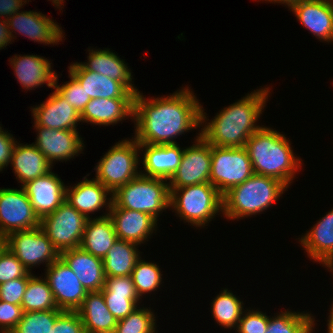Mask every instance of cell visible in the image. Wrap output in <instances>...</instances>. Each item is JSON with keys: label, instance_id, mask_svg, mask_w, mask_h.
Listing matches in <instances>:
<instances>
[{"label": "cell", "instance_id": "obj_1", "mask_svg": "<svg viewBox=\"0 0 333 333\" xmlns=\"http://www.w3.org/2000/svg\"><path fill=\"white\" fill-rule=\"evenodd\" d=\"M180 88L159 97L146 98L141 91L134 95L131 136L139 144H177L179 136L200 132L201 102L188 84Z\"/></svg>", "mask_w": 333, "mask_h": 333}, {"label": "cell", "instance_id": "obj_2", "mask_svg": "<svg viewBox=\"0 0 333 333\" xmlns=\"http://www.w3.org/2000/svg\"><path fill=\"white\" fill-rule=\"evenodd\" d=\"M260 87L222 107L211 119L201 104L200 135L213 146L245 147L250 136L263 126L259 121L273 92L270 85Z\"/></svg>", "mask_w": 333, "mask_h": 333}, {"label": "cell", "instance_id": "obj_3", "mask_svg": "<svg viewBox=\"0 0 333 333\" xmlns=\"http://www.w3.org/2000/svg\"><path fill=\"white\" fill-rule=\"evenodd\" d=\"M264 125L245 144L253 172L276 178L289 188L304 170V160L294 153L292 141L284 132Z\"/></svg>", "mask_w": 333, "mask_h": 333}, {"label": "cell", "instance_id": "obj_4", "mask_svg": "<svg viewBox=\"0 0 333 333\" xmlns=\"http://www.w3.org/2000/svg\"><path fill=\"white\" fill-rule=\"evenodd\" d=\"M288 187L276 178L253 174L223 195V217L239 221L264 214L272 208Z\"/></svg>", "mask_w": 333, "mask_h": 333}, {"label": "cell", "instance_id": "obj_5", "mask_svg": "<svg viewBox=\"0 0 333 333\" xmlns=\"http://www.w3.org/2000/svg\"><path fill=\"white\" fill-rule=\"evenodd\" d=\"M169 191V210L191 228L206 229L218 215L223 216V195L210 182Z\"/></svg>", "mask_w": 333, "mask_h": 333}, {"label": "cell", "instance_id": "obj_6", "mask_svg": "<svg viewBox=\"0 0 333 333\" xmlns=\"http://www.w3.org/2000/svg\"><path fill=\"white\" fill-rule=\"evenodd\" d=\"M113 202L119 207L151 215L157 222L169 210L170 191L168 180L139 174L112 193Z\"/></svg>", "mask_w": 333, "mask_h": 333}, {"label": "cell", "instance_id": "obj_7", "mask_svg": "<svg viewBox=\"0 0 333 333\" xmlns=\"http://www.w3.org/2000/svg\"><path fill=\"white\" fill-rule=\"evenodd\" d=\"M94 167L95 178L111 193L140 174L139 143L123 138L105 152Z\"/></svg>", "mask_w": 333, "mask_h": 333}, {"label": "cell", "instance_id": "obj_8", "mask_svg": "<svg viewBox=\"0 0 333 333\" xmlns=\"http://www.w3.org/2000/svg\"><path fill=\"white\" fill-rule=\"evenodd\" d=\"M254 174L245 147L211 145L210 183L222 194Z\"/></svg>", "mask_w": 333, "mask_h": 333}, {"label": "cell", "instance_id": "obj_9", "mask_svg": "<svg viewBox=\"0 0 333 333\" xmlns=\"http://www.w3.org/2000/svg\"><path fill=\"white\" fill-rule=\"evenodd\" d=\"M5 239L6 248L11 251L28 272L41 264L49 267L60 257L59 251L48 239L41 227L10 233Z\"/></svg>", "mask_w": 333, "mask_h": 333}, {"label": "cell", "instance_id": "obj_10", "mask_svg": "<svg viewBox=\"0 0 333 333\" xmlns=\"http://www.w3.org/2000/svg\"><path fill=\"white\" fill-rule=\"evenodd\" d=\"M87 218L64 201L54 212L40 220L46 233L59 253L80 247Z\"/></svg>", "mask_w": 333, "mask_h": 333}, {"label": "cell", "instance_id": "obj_11", "mask_svg": "<svg viewBox=\"0 0 333 333\" xmlns=\"http://www.w3.org/2000/svg\"><path fill=\"white\" fill-rule=\"evenodd\" d=\"M40 227V218L33 210L24 188H0V237L16 231Z\"/></svg>", "mask_w": 333, "mask_h": 333}, {"label": "cell", "instance_id": "obj_12", "mask_svg": "<svg viewBox=\"0 0 333 333\" xmlns=\"http://www.w3.org/2000/svg\"><path fill=\"white\" fill-rule=\"evenodd\" d=\"M190 146L184 147L180 165L168 180L169 188L210 182L211 144L197 132Z\"/></svg>", "mask_w": 333, "mask_h": 333}, {"label": "cell", "instance_id": "obj_13", "mask_svg": "<svg viewBox=\"0 0 333 333\" xmlns=\"http://www.w3.org/2000/svg\"><path fill=\"white\" fill-rule=\"evenodd\" d=\"M7 22L13 41L18 37L16 34L46 46L59 45L65 40V30L62 26L52 17L37 10H21L12 15Z\"/></svg>", "mask_w": 333, "mask_h": 333}, {"label": "cell", "instance_id": "obj_14", "mask_svg": "<svg viewBox=\"0 0 333 333\" xmlns=\"http://www.w3.org/2000/svg\"><path fill=\"white\" fill-rule=\"evenodd\" d=\"M36 133V140L32 142L54 167L55 162H64L75 159L84 154V137L79 130H56L32 125Z\"/></svg>", "mask_w": 333, "mask_h": 333}, {"label": "cell", "instance_id": "obj_15", "mask_svg": "<svg viewBox=\"0 0 333 333\" xmlns=\"http://www.w3.org/2000/svg\"><path fill=\"white\" fill-rule=\"evenodd\" d=\"M44 271L42 273L43 277L47 280L53 292L58 309L76 311L88 292L74 272L61 257L56 259Z\"/></svg>", "mask_w": 333, "mask_h": 333}, {"label": "cell", "instance_id": "obj_16", "mask_svg": "<svg viewBox=\"0 0 333 333\" xmlns=\"http://www.w3.org/2000/svg\"><path fill=\"white\" fill-rule=\"evenodd\" d=\"M89 175V173L86 174L81 181H77L72 186H66L65 201L87 219L108 216L113 201L112 193L95 177L88 179ZM101 210H105L103 214L95 216V213Z\"/></svg>", "mask_w": 333, "mask_h": 333}, {"label": "cell", "instance_id": "obj_17", "mask_svg": "<svg viewBox=\"0 0 333 333\" xmlns=\"http://www.w3.org/2000/svg\"><path fill=\"white\" fill-rule=\"evenodd\" d=\"M305 232L298 235L297 243L311 262L322 265L333 277V207Z\"/></svg>", "mask_w": 333, "mask_h": 333}, {"label": "cell", "instance_id": "obj_18", "mask_svg": "<svg viewBox=\"0 0 333 333\" xmlns=\"http://www.w3.org/2000/svg\"><path fill=\"white\" fill-rule=\"evenodd\" d=\"M288 10L309 33L326 44H333L332 0H301Z\"/></svg>", "mask_w": 333, "mask_h": 333}, {"label": "cell", "instance_id": "obj_19", "mask_svg": "<svg viewBox=\"0 0 333 333\" xmlns=\"http://www.w3.org/2000/svg\"><path fill=\"white\" fill-rule=\"evenodd\" d=\"M45 101L30 107L36 126L56 130H79L81 116L54 88Z\"/></svg>", "mask_w": 333, "mask_h": 333}, {"label": "cell", "instance_id": "obj_20", "mask_svg": "<svg viewBox=\"0 0 333 333\" xmlns=\"http://www.w3.org/2000/svg\"><path fill=\"white\" fill-rule=\"evenodd\" d=\"M118 239L144 246L159 229L158 222L149 214L119 208L113 201L109 215ZM144 244V245H142Z\"/></svg>", "mask_w": 333, "mask_h": 333}, {"label": "cell", "instance_id": "obj_21", "mask_svg": "<svg viewBox=\"0 0 333 333\" xmlns=\"http://www.w3.org/2000/svg\"><path fill=\"white\" fill-rule=\"evenodd\" d=\"M10 57L8 62L13 69V75L26 93L44 85L54 88L57 72L53 70V60L37 54H14Z\"/></svg>", "mask_w": 333, "mask_h": 333}, {"label": "cell", "instance_id": "obj_22", "mask_svg": "<svg viewBox=\"0 0 333 333\" xmlns=\"http://www.w3.org/2000/svg\"><path fill=\"white\" fill-rule=\"evenodd\" d=\"M66 184L54 171L27 182L24 188L40 220L54 212L66 200Z\"/></svg>", "mask_w": 333, "mask_h": 333}, {"label": "cell", "instance_id": "obj_23", "mask_svg": "<svg viewBox=\"0 0 333 333\" xmlns=\"http://www.w3.org/2000/svg\"><path fill=\"white\" fill-rule=\"evenodd\" d=\"M140 174L169 180L180 165L184 147L180 144H139ZM143 167V168H142Z\"/></svg>", "mask_w": 333, "mask_h": 333}, {"label": "cell", "instance_id": "obj_24", "mask_svg": "<svg viewBox=\"0 0 333 333\" xmlns=\"http://www.w3.org/2000/svg\"><path fill=\"white\" fill-rule=\"evenodd\" d=\"M134 99H91L85 106L81 116V124L96 126H115L131 119L133 123Z\"/></svg>", "mask_w": 333, "mask_h": 333}, {"label": "cell", "instance_id": "obj_25", "mask_svg": "<svg viewBox=\"0 0 333 333\" xmlns=\"http://www.w3.org/2000/svg\"><path fill=\"white\" fill-rule=\"evenodd\" d=\"M67 70L84 88L90 99H134L135 94L122 82L98 74L97 72L86 70L78 61L71 62Z\"/></svg>", "mask_w": 333, "mask_h": 333}, {"label": "cell", "instance_id": "obj_26", "mask_svg": "<svg viewBox=\"0 0 333 333\" xmlns=\"http://www.w3.org/2000/svg\"><path fill=\"white\" fill-rule=\"evenodd\" d=\"M87 62H79L86 70L97 72L106 77L122 82L134 94L139 92V88L134 85L132 69L129 68L125 59H121L118 53L111 48H87ZM133 80V81H132Z\"/></svg>", "mask_w": 333, "mask_h": 333}, {"label": "cell", "instance_id": "obj_27", "mask_svg": "<svg viewBox=\"0 0 333 333\" xmlns=\"http://www.w3.org/2000/svg\"><path fill=\"white\" fill-rule=\"evenodd\" d=\"M60 257L74 272L87 292L101 291L105 283L103 259L86 252L81 247L68 249Z\"/></svg>", "mask_w": 333, "mask_h": 333}, {"label": "cell", "instance_id": "obj_28", "mask_svg": "<svg viewBox=\"0 0 333 333\" xmlns=\"http://www.w3.org/2000/svg\"><path fill=\"white\" fill-rule=\"evenodd\" d=\"M10 167L19 186L38 177L46 175L53 170V166L46 157L32 144L16 142L13 150Z\"/></svg>", "mask_w": 333, "mask_h": 333}, {"label": "cell", "instance_id": "obj_29", "mask_svg": "<svg viewBox=\"0 0 333 333\" xmlns=\"http://www.w3.org/2000/svg\"><path fill=\"white\" fill-rule=\"evenodd\" d=\"M76 312L86 333H114L117 320L107 308L101 291L88 292Z\"/></svg>", "mask_w": 333, "mask_h": 333}, {"label": "cell", "instance_id": "obj_30", "mask_svg": "<svg viewBox=\"0 0 333 333\" xmlns=\"http://www.w3.org/2000/svg\"><path fill=\"white\" fill-rule=\"evenodd\" d=\"M118 239L109 216L87 219L80 247L90 254L104 259Z\"/></svg>", "mask_w": 333, "mask_h": 333}, {"label": "cell", "instance_id": "obj_31", "mask_svg": "<svg viewBox=\"0 0 333 333\" xmlns=\"http://www.w3.org/2000/svg\"><path fill=\"white\" fill-rule=\"evenodd\" d=\"M140 245L117 239L103 259L105 277L131 276L138 259L143 255Z\"/></svg>", "mask_w": 333, "mask_h": 333}, {"label": "cell", "instance_id": "obj_32", "mask_svg": "<svg viewBox=\"0 0 333 333\" xmlns=\"http://www.w3.org/2000/svg\"><path fill=\"white\" fill-rule=\"evenodd\" d=\"M243 299L234 294L229 288H221L219 294L210 301V313L215 324L220 328L234 331L244 312L245 307Z\"/></svg>", "mask_w": 333, "mask_h": 333}, {"label": "cell", "instance_id": "obj_33", "mask_svg": "<svg viewBox=\"0 0 333 333\" xmlns=\"http://www.w3.org/2000/svg\"><path fill=\"white\" fill-rule=\"evenodd\" d=\"M283 310L280 309L279 312L269 316L265 333H315V329L318 331L316 328L318 320L314 313L309 310L296 312L289 308Z\"/></svg>", "mask_w": 333, "mask_h": 333}, {"label": "cell", "instance_id": "obj_34", "mask_svg": "<svg viewBox=\"0 0 333 333\" xmlns=\"http://www.w3.org/2000/svg\"><path fill=\"white\" fill-rule=\"evenodd\" d=\"M161 270V266L159 267L154 261H146L142 256L138 259L131 277L136 292L141 299L147 296L149 300H153L155 298L150 299L151 294L154 295L158 289L162 290L161 287L164 286L163 283L165 279L162 277L164 274H162L163 271Z\"/></svg>", "mask_w": 333, "mask_h": 333}, {"label": "cell", "instance_id": "obj_35", "mask_svg": "<svg viewBox=\"0 0 333 333\" xmlns=\"http://www.w3.org/2000/svg\"><path fill=\"white\" fill-rule=\"evenodd\" d=\"M21 307L25 312L60 310L55 302L53 292L47 280L34 274L29 280L23 296Z\"/></svg>", "mask_w": 333, "mask_h": 333}, {"label": "cell", "instance_id": "obj_36", "mask_svg": "<svg viewBox=\"0 0 333 333\" xmlns=\"http://www.w3.org/2000/svg\"><path fill=\"white\" fill-rule=\"evenodd\" d=\"M154 311L153 307L151 309V304L149 307L141 304L126 318L117 321L114 333H158L159 316Z\"/></svg>", "mask_w": 333, "mask_h": 333}, {"label": "cell", "instance_id": "obj_37", "mask_svg": "<svg viewBox=\"0 0 333 333\" xmlns=\"http://www.w3.org/2000/svg\"><path fill=\"white\" fill-rule=\"evenodd\" d=\"M62 310L25 312L11 333H51Z\"/></svg>", "mask_w": 333, "mask_h": 333}, {"label": "cell", "instance_id": "obj_38", "mask_svg": "<svg viewBox=\"0 0 333 333\" xmlns=\"http://www.w3.org/2000/svg\"><path fill=\"white\" fill-rule=\"evenodd\" d=\"M59 74L56 75L54 89L71 105L73 106L79 114H81L87 105V103L91 100L89 96H87L84 88L79 84V82L68 73L69 81L64 82L63 84L58 83L61 77H58Z\"/></svg>", "mask_w": 333, "mask_h": 333}, {"label": "cell", "instance_id": "obj_39", "mask_svg": "<svg viewBox=\"0 0 333 333\" xmlns=\"http://www.w3.org/2000/svg\"><path fill=\"white\" fill-rule=\"evenodd\" d=\"M103 296L107 308L117 321L126 318L144 304L138 294L103 293Z\"/></svg>", "mask_w": 333, "mask_h": 333}, {"label": "cell", "instance_id": "obj_40", "mask_svg": "<svg viewBox=\"0 0 333 333\" xmlns=\"http://www.w3.org/2000/svg\"><path fill=\"white\" fill-rule=\"evenodd\" d=\"M269 315L260 308H245L237 328L236 333H265L268 327Z\"/></svg>", "mask_w": 333, "mask_h": 333}, {"label": "cell", "instance_id": "obj_41", "mask_svg": "<svg viewBox=\"0 0 333 333\" xmlns=\"http://www.w3.org/2000/svg\"><path fill=\"white\" fill-rule=\"evenodd\" d=\"M28 270L6 247L0 252V284L25 277Z\"/></svg>", "mask_w": 333, "mask_h": 333}, {"label": "cell", "instance_id": "obj_42", "mask_svg": "<svg viewBox=\"0 0 333 333\" xmlns=\"http://www.w3.org/2000/svg\"><path fill=\"white\" fill-rule=\"evenodd\" d=\"M34 275L29 272L25 277L16 278L0 284V300L21 306L28 280Z\"/></svg>", "mask_w": 333, "mask_h": 333}, {"label": "cell", "instance_id": "obj_43", "mask_svg": "<svg viewBox=\"0 0 333 333\" xmlns=\"http://www.w3.org/2000/svg\"><path fill=\"white\" fill-rule=\"evenodd\" d=\"M23 308L0 300V333H11L23 317Z\"/></svg>", "mask_w": 333, "mask_h": 333}, {"label": "cell", "instance_id": "obj_44", "mask_svg": "<svg viewBox=\"0 0 333 333\" xmlns=\"http://www.w3.org/2000/svg\"><path fill=\"white\" fill-rule=\"evenodd\" d=\"M51 333H86L76 311H63L55 320Z\"/></svg>", "mask_w": 333, "mask_h": 333}, {"label": "cell", "instance_id": "obj_45", "mask_svg": "<svg viewBox=\"0 0 333 333\" xmlns=\"http://www.w3.org/2000/svg\"><path fill=\"white\" fill-rule=\"evenodd\" d=\"M102 293L137 294L132 277H105Z\"/></svg>", "mask_w": 333, "mask_h": 333}, {"label": "cell", "instance_id": "obj_46", "mask_svg": "<svg viewBox=\"0 0 333 333\" xmlns=\"http://www.w3.org/2000/svg\"><path fill=\"white\" fill-rule=\"evenodd\" d=\"M10 132L6 128H3L0 132V173L10 166L13 150L17 142V138Z\"/></svg>", "mask_w": 333, "mask_h": 333}, {"label": "cell", "instance_id": "obj_47", "mask_svg": "<svg viewBox=\"0 0 333 333\" xmlns=\"http://www.w3.org/2000/svg\"><path fill=\"white\" fill-rule=\"evenodd\" d=\"M31 0H0V19L8 20Z\"/></svg>", "mask_w": 333, "mask_h": 333}, {"label": "cell", "instance_id": "obj_48", "mask_svg": "<svg viewBox=\"0 0 333 333\" xmlns=\"http://www.w3.org/2000/svg\"><path fill=\"white\" fill-rule=\"evenodd\" d=\"M13 39L9 31L7 20L0 19V50L7 48L12 44Z\"/></svg>", "mask_w": 333, "mask_h": 333}, {"label": "cell", "instance_id": "obj_49", "mask_svg": "<svg viewBox=\"0 0 333 333\" xmlns=\"http://www.w3.org/2000/svg\"><path fill=\"white\" fill-rule=\"evenodd\" d=\"M253 1H257V2H264V3H270V4H277V5H283L286 8H290L293 4L301 1V0H253Z\"/></svg>", "mask_w": 333, "mask_h": 333}, {"label": "cell", "instance_id": "obj_50", "mask_svg": "<svg viewBox=\"0 0 333 333\" xmlns=\"http://www.w3.org/2000/svg\"><path fill=\"white\" fill-rule=\"evenodd\" d=\"M332 303V304H331ZM331 303L329 305V312L327 313L328 316L326 321L327 332L326 333H333V298L331 299Z\"/></svg>", "mask_w": 333, "mask_h": 333}, {"label": "cell", "instance_id": "obj_51", "mask_svg": "<svg viewBox=\"0 0 333 333\" xmlns=\"http://www.w3.org/2000/svg\"><path fill=\"white\" fill-rule=\"evenodd\" d=\"M48 1L52 2L51 5L54 6L57 10L59 9L61 11L62 9H64L65 0H48Z\"/></svg>", "mask_w": 333, "mask_h": 333}, {"label": "cell", "instance_id": "obj_52", "mask_svg": "<svg viewBox=\"0 0 333 333\" xmlns=\"http://www.w3.org/2000/svg\"><path fill=\"white\" fill-rule=\"evenodd\" d=\"M6 247L5 239L0 237V252Z\"/></svg>", "mask_w": 333, "mask_h": 333}, {"label": "cell", "instance_id": "obj_53", "mask_svg": "<svg viewBox=\"0 0 333 333\" xmlns=\"http://www.w3.org/2000/svg\"><path fill=\"white\" fill-rule=\"evenodd\" d=\"M0 123H1V122H0ZM2 128H3V126H2V124H0V132L3 130Z\"/></svg>", "mask_w": 333, "mask_h": 333}]
</instances>
